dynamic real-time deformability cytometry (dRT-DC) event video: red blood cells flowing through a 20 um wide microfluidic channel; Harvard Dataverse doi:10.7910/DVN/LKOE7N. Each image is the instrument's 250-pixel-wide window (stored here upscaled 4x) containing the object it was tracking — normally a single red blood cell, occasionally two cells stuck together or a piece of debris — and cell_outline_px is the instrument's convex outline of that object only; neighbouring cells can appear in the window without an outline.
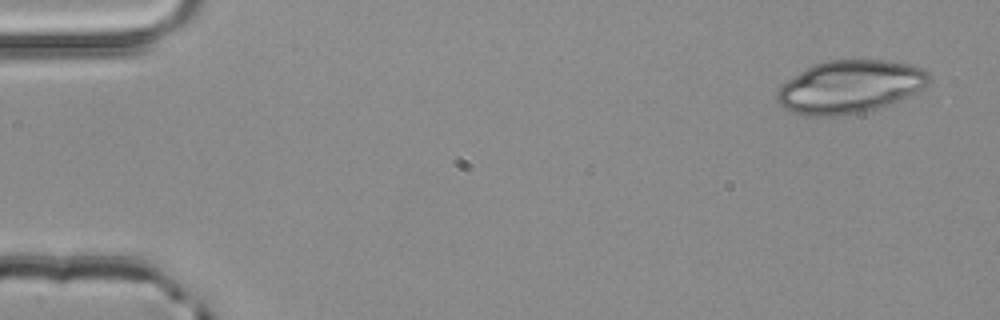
{"species": "common noctule bat (a hibernating species)", "species_latin": "Nyctalus noctula", "temperature_condition": "room temperature", "stored_images_in_passage": 4, "camera_frame_rate_fps": 3000, "um_per_image_px": 0.085, "animal": {"sex": "male", "body_mass_g": 20.4}, "frame": {"image": 1, "passage_image": 1, "time_ms": 0.0, "image_size_px": [1000, 320], "cell_outline_px": [[928, 80], [924, 88], [900, 100], [876, 108], [860, 112], [836, 116], [804, 116], [784, 108], [776, 100], [776, 92], [788, 80], [812, 64], [828, 60], [888, 60], [912, 64], [928, 72]], "centroid_in_image_um": [72.22, 7.37], "position_along_channel_um": 12.8, "area_um2": 46.53}}